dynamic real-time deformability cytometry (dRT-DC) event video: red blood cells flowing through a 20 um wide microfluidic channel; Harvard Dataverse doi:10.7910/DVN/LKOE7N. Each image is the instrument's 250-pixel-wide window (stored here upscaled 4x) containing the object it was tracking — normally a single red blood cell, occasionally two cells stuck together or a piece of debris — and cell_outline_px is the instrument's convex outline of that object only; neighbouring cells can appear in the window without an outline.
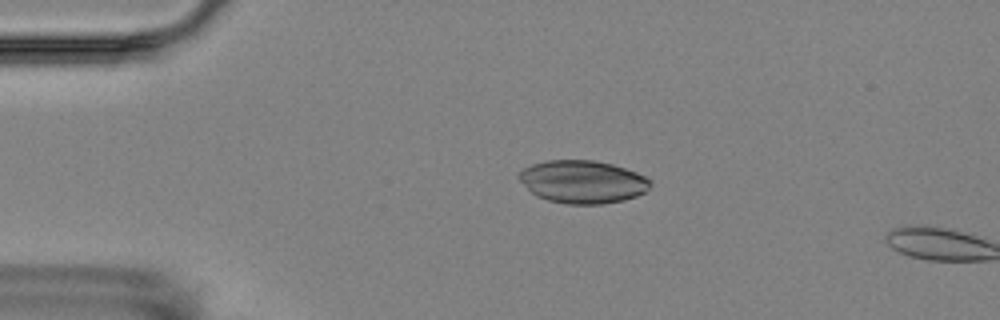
{"species": "Egyptian fruit bat (a non-hibernating species)", "species_latin": "Rousettus aegyptiacus", "temperature_condition": "room temperature", "stored_images_in_passage": 5, "camera_frame_rate_fps": 3000, "um_per_image_px": 0.085, "animal": {"sex": "female"}, "frame": {"image": 1, "passage_image": 3, "time_ms": 2.333, "image_size_px": [1000, 320], "cell_outline_px": [[652, 184], [644, 192], [636, 196], [624, 200], [600, 204], [568, 204], [548, 200], [536, 196], [516, 176], [524, 168], [532, 164], [548, 160], [596, 160], [612, 164], [636, 172], [652, 180]], "centroid_in_image_um": [49.53, 15.44], "position_along_channel_um": 35.5, "area_um2": 32.71}}
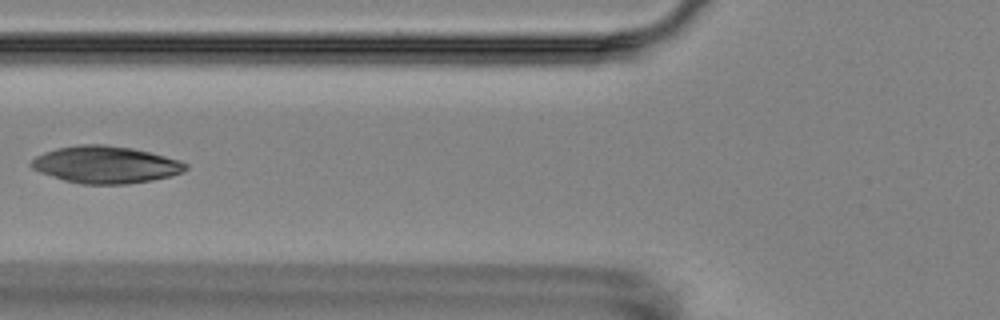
{"frame": {"image": 2, "passage_image": 5, "time_ms": 5.667, "image_size_px": [1000, 320], "cell_outline_px": [[188, 168], [184, 172], [172, 176], [152, 180], [128, 184], [80, 184], [64, 180], [40, 172], [32, 168], [28, 164], [36, 156], [44, 152], [56, 148], [80, 144], [104, 144], [132, 148], [180, 160], [188, 164]], "centroid_in_image_um": [8.98, 14.0], "position_along_channel_um": 116.8, "area_um2": 33.52}}